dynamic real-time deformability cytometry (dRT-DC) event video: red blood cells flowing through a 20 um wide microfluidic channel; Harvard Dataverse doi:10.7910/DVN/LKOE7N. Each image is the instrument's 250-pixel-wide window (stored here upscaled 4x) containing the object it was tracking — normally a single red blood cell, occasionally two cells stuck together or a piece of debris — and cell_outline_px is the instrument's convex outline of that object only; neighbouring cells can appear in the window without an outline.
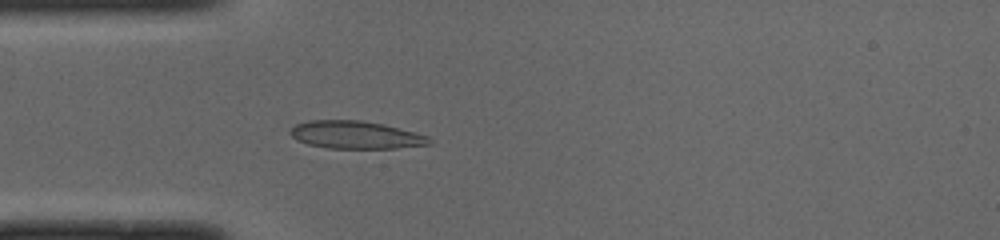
{"species": "common noctule bat (a hibernating species)", "species_latin": "Nyctalus noctula", "temperature_condition": "cold", "stored_images_in_passage": 48, "camera_frame_rate_fps": 3000, "um_per_image_px": 0.085, "animal": {"sex": "male", "body_mass_g": 19.0, "forearm_length_mm": 50.8}, "frame": {"image": 1, "passage_image": 12, "time_ms": 3.667, "image_size_px": [1000, 240], "cell_outline_px": [[432, 144], [396, 148], [328, 148], [308, 144], [296, 140], [288, 132], [296, 124], [308, 120], [360, 120], [384, 124], [428, 136], [432, 140]], "centroid_in_image_um": [30.22, 11.46], "position_along_channel_um": 54.8, "area_um2": 22.43}}
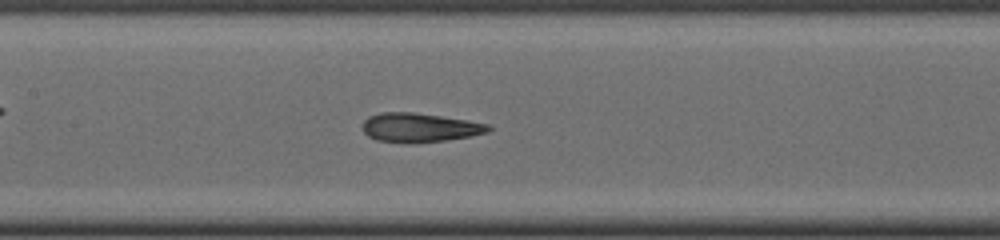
{"frame": {"image": 2, "passage_image": 21, "time_ms": 6.667, "image_size_px": [1000, 240], "cell_outline_px": [[492, 128], [488, 132], [472, 136], [448, 140], [412, 144], [376, 140], [368, 136], [364, 132], [364, 120], [368, 116], [380, 112], [412, 112], [468, 120], [492, 124]], "centroid_in_image_um": [35.7, 10.85], "position_along_channel_um": 171.7, "area_um2": 21.62}}
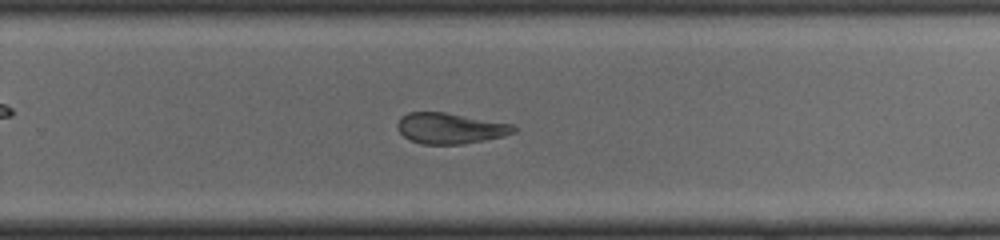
{"frame": {"image": 3, "passage_image": 30, "time_ms": 9.667, "image_size_px": [1000, 240], "cell_outline_px": [[516, 132], [504, 136], [464, 144], [420, 144], [408, 140], [396, 128], [396, 124], [400, 116], [408, 112], [444, 112], [512, 124], [516, 128]], "centroid_in_image_um": [38.22, 10.91], "position_along_channel_um": 291.6, "area_um2": 20.98}, "authors_computed_cell_mechanics": {"area_um2": 21.5016, "velocity_mm_per_s": 4.0101, "shape_relaxation_time_tau1_ms": 3.8743, "shape_relaxation_time_tau2_ms": 1.3223, "deformation_change_tau1": 0.1547, "deformation_change_tau2": 0.0907}}